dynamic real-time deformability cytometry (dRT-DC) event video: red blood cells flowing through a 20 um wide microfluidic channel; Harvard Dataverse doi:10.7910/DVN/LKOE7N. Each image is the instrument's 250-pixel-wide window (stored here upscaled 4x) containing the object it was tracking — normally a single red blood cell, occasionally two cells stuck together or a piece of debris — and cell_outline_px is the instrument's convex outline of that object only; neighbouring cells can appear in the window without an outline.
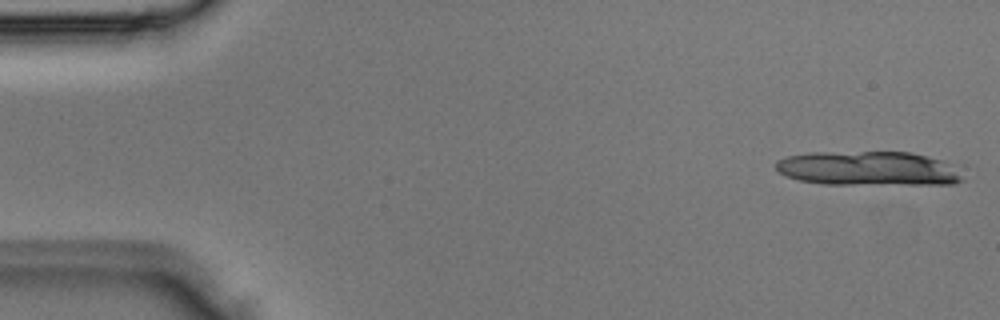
{"species": "Egyptian fruit bat (a non-hibernating species)", "species_latin": "Rousettus aegyptiacus", "temperature_condition": "room temperature", "stored_images_in_passage": 5, "segment_of_instrument_passage": [1, 2], "camera_frame_rate_fps": 3000, "um_per_image_px": 0.085, "animal": {"sex": "male"}, "frame": {"image": 1, "passage_image": 1, "time_ms": 0.0, "image_size_px": [1000, 320], "cell_outline_px": [[964, 180], [952, 184], [824, 184], [800, 180], [788, 176], [780, 172], [776, 168], [776, 160], [788, 156], [808, 152], [908, 152], [940, 160], [960, 176]], "centroid_in_image_um": [73.69, 14.32], "position_along_channel_um": 11.3, "area_um2": 36.65}}